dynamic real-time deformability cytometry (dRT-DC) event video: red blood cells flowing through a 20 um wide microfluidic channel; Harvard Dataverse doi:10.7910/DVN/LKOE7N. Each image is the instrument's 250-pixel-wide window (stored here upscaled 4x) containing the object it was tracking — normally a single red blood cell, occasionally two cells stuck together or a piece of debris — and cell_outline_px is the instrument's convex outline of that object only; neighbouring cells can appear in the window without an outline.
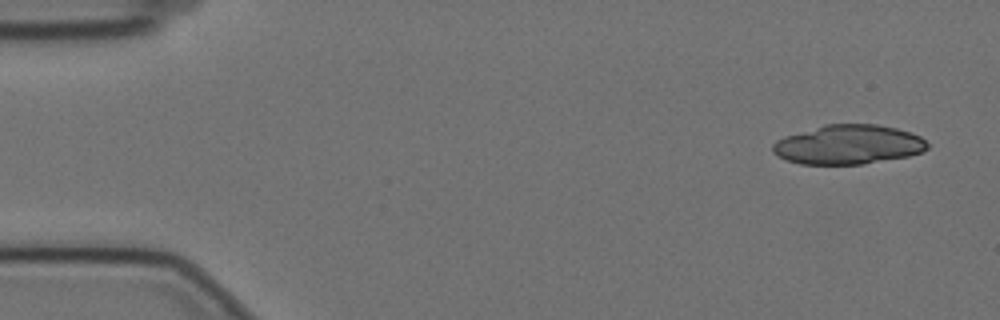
{"species": "Egyptian fruit bat (a non-hibernating species)", "species_latin": "Rousettus aegyptiacus", "temperature_condition": "cold", "stored_images_in_passage": 43, "camera_frame_rate_fps": 3000, "um_per_image_px": 0.085, "animal": {"sex": "female"}, "frame": {"image": 1, "passage_image": 3, "time_ms": 0.667, "image_size_px": [1000, 320], "cell_outline_px": [[928, 148], [920, 152], [908, 156], [860, 164], [800, 164], [788, 160], [772, 152], [772, 144], [776, 140], [784, 136], [824, 124], [876, 124], [896, 128], [920, 136], [928, 144]], "centroid_in_image_um": [72.07, 12.28], "position_along_channel_um": 12.9, "area_um2": 35.26}}